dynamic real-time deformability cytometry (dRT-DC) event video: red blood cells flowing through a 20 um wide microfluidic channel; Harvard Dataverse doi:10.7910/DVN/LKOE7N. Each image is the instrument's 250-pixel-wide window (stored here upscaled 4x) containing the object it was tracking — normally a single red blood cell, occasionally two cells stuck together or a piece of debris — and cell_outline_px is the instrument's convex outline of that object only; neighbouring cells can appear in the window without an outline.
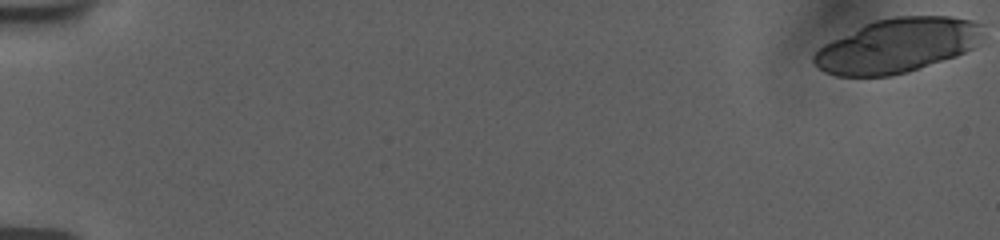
{"species": "human", "species_latin": "Homo sapiens", "temperature_condition": "room temperature", "stored_images_in_passage": 25, "camera_frame_rate_fps": 3000, "um_per_image_px": 0.085, "donor": {"sex": "female"}, "frame": {"image": 1, "passage_image": 1, "time_ms": 0.0, "image_size_px": [1000, 240], "cell_outline_px": [[984, 24], [980, 36], [972, 48], [956, 56], [908, 72], [888, 76], [836, 76], [824, 72], [812, 60], [812, 56], [824, 44], [864, 24], [876, 20], [892, 16], [952, 16], [972, 20]], "centroid_in_image_um": [76.27, 3.86], "position_along_channel_um": 8.7, "area_um2": 53.29}}
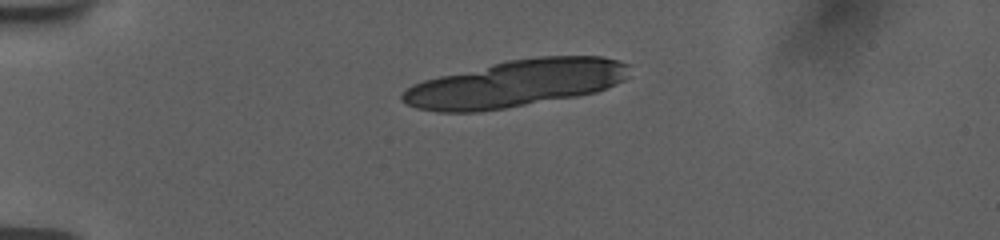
{"frame": {"image": 2, "passage_image": 15, "time_ms": 4.667, "image_size_px": [1000, 240], "cell_outline_px": [[632, 64], [628, 76], [624, 80], [616, 84], [596, 92], [576, 96], [504, 108], [476, 112], [436, 112], [416, 108], [400, 100], [400, 96], [412, 84], [424, 80], [440, 76], [508, 60], [540, 56], [600, 56], [620, 60]], "centroid_in_image_um": [43.88, 7.09], "position_along_channel_um": 41.1, "area_um2": 62.14}}